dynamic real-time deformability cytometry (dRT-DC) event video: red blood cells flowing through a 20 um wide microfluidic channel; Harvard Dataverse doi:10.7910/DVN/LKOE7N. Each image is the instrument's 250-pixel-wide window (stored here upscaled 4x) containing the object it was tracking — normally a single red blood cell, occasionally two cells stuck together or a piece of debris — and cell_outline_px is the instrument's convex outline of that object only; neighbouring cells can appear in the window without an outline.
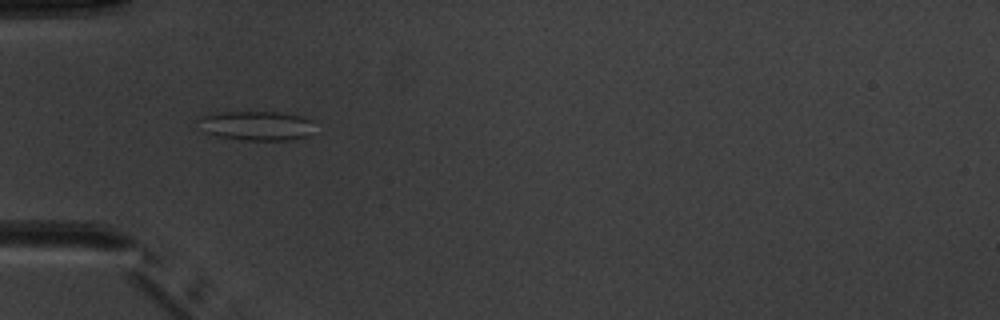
{"species": "common noctule bat (a hibernating species)", "species_latin": "Nyctalus noctula", "temperature_condition": "warm", "stored_images_in_passage": 5, "camera_frame_rate_fps": 3000, "um_per_image_px": 0.085, "animal": {"sex": "male", "body_mass_g": 20.1, "forearm_length_mm": 53.5}, "frame": {"image": 1, "passage_image": 4, "time_ms": 4.333, "image_size_px": [1000, 320], "cell_outline_px": [[312, 120], [308, 136], [288, 140], [244, 140], [220, 136], [204, 132], [196, 120], [196, 116], [208, 112], [276, 112], [300, 116]], "centroid_in_image_um": [21.67, 10.66], "position_along_channel_um": 63.3, "area_um2": 19.94}}
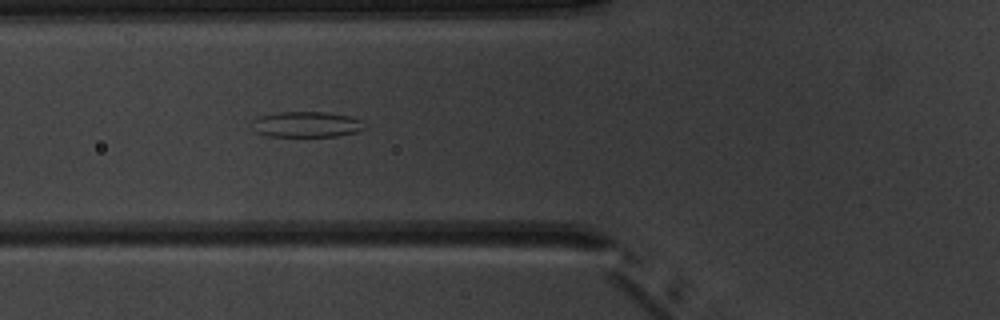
{"frame": {"image": 2, "passage_image": 5, "time_ms": 5.333, "image_size_px": [1000, 320], "cell_outline_px": [[368, 128], [360, 132], [336, 136], [268, 136], [256, 132], [252, 120], [260, 116], [280, 112], [324, 112], [352, 116], [364, 120]], "centroid_in_image_um": [26.18, 10.57], "position_along_channel_um": 99.6, "area_um2": 17.05}}